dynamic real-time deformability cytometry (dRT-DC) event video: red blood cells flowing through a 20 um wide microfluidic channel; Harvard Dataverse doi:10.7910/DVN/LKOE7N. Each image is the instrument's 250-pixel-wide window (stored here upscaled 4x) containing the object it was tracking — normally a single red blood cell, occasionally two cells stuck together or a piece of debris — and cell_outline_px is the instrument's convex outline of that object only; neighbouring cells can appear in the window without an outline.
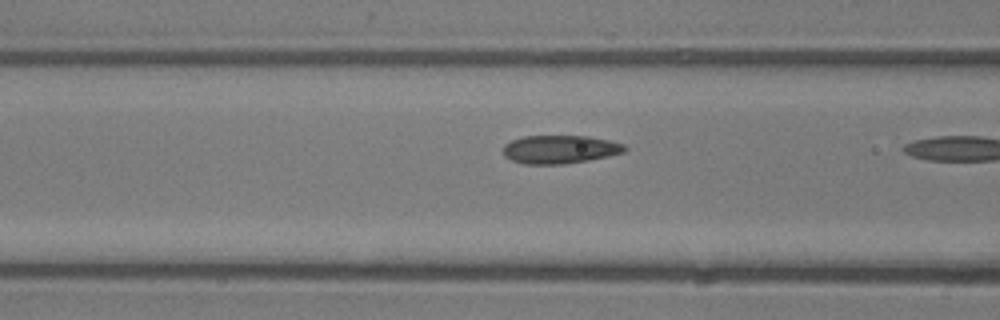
{"species": "common noctule bat (a hibernating species)", "species_latin": "Nyctalus noctula", "temperature_condition": "room temperature", "stored_images_in_passage": 11, "camera_frame_rate_fps": 3000, "um_per_image_px": 0.085, "animal": {"sex": "male", "body_mass_g": 13.3}, "frame": {"image": 1, "passage_image": 10, "time_ms": 3.0, "image_size_px": [1000, 320], "cell_outline_px": [[628, 148], [624, 152], [608, 156], [588, 160], [564, 164], [524, 164], [512, 160], [504, 156], [504, 144], [512, 140], [524, 136], [588, 136], [608, 140], [624, 144]], "centroid_in_image_um": [47.59, 12.69], "position_along_channel_um": 119.0, "area_um2": 20.0}}